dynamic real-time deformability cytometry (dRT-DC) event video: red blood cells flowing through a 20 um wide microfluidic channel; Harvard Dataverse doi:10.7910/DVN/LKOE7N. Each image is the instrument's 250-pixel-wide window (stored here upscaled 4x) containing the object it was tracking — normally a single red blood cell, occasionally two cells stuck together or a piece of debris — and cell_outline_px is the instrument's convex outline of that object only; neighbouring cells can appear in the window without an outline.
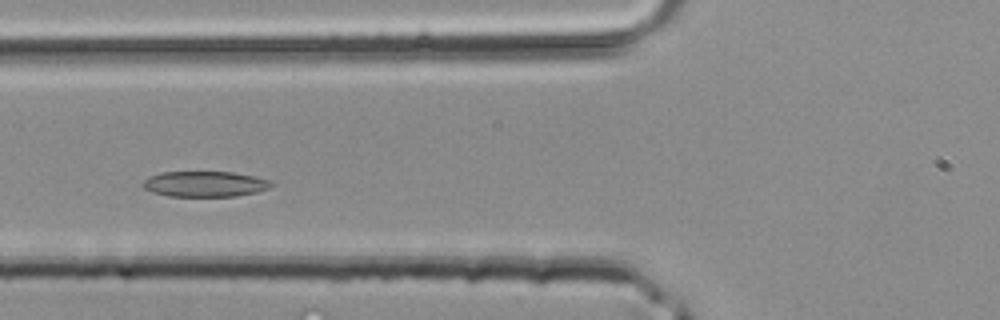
{"species": "common noctule bat (a hibernating species)", "species_latin": "Nyctalus noctula", "temperature_condition": "room temperature", "stored_images_in_passage": 37, "camera_frame_rate_fps": 3000, "um_per_image_px": 0.085, "animal": {"sex": "male", "body_mass_g": 20.4}, "frame": {"image": 1, "passage_image": 11, "time_ms": 3.333, "image_size_px": [1000, 320], "cell_outline_px": [[272, 184], [268, 188], [256, 192], [236, 196], [168, 196], [152, 192], [144, 188], [140, 184], [144, 180], [160, 172], [232, 172], [272, 180]], "centroid_in_image_um": [17.39, 15.64], "position_along_channel_um": 108.4, "area_um2": 19.02}}
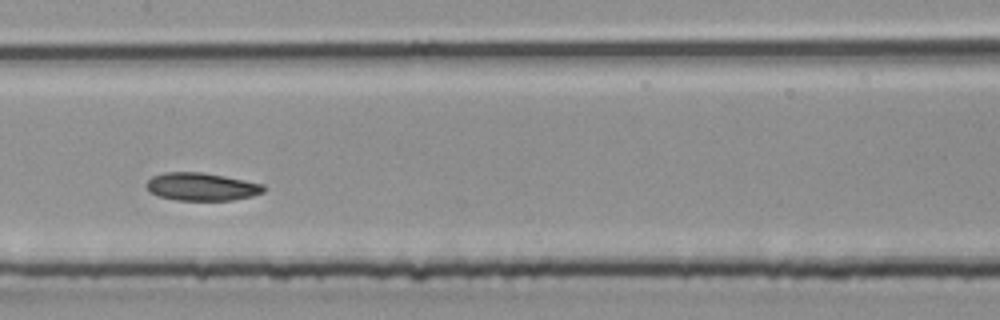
{"frame": {"image": 2, "passage_image": 16, "time_ms": 5.0, "image_size_px": [1000, 320], "cell_outline_px": [[264, 192], [252, 196], [232, 200], [176, 200], [160, 196], [148, 192], [144, 184], [152, 176], [164, 172], [204, 172], [264, 184]], "centroid_in_image_um": [17.1, 15.86], "position_along_channel_um": 190.3, "area_um2": 19.13}}
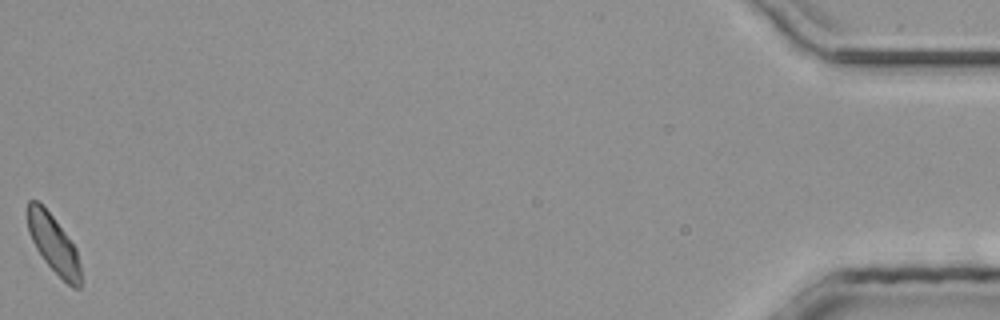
{"frame": {"image": 3, "passage_image": 37, "time_ms": 12.0, "image_size_px": [1000, 320], "cell_outline_px": [[80, 288], [72, 288], [44, 260], [36, 248], [28, 232], [28, 200], [36, 200], [52, 216], [76, 248], [80, 264]], "centroid_in_image_um": [4.55, 20.76], "position_along_channel_um": 430.6, "area_um2": 17.4}}